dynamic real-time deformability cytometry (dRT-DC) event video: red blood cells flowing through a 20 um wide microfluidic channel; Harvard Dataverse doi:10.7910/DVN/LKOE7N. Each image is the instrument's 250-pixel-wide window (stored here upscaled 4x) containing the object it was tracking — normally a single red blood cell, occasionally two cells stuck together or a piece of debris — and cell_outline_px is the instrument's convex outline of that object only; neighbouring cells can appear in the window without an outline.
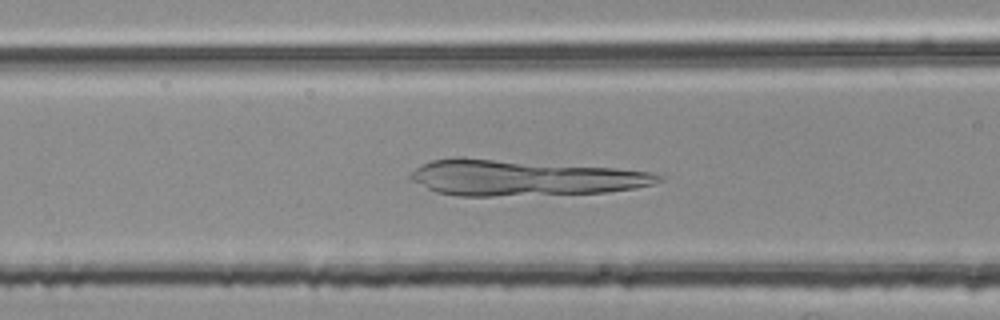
{"species": "common noctule bat (a hibernating species)", "species_latin": "Nyctalus noctula", "temperature_condition": "room temperature", "stored_images_in_passage": 52, "camera_frame_rate_fps": 3000, "um_per_image_px": 0.085, "animal": {"sex": "female", "body_mass_g": 25.1}, "frame": {"image": 1, "passage_image": 21, "time_ms": 6.667, "image_size_px": [1000, 320], "cell_outline_px": [[664, 180], [652, 184], [636, 188], [608, 192], [492, 196], [456, 196], [436, 192], [412, 180], [408, 176], [416, 168], [432, 160], [492, 160], [616, 168], [652, 172], [664, 176]], "centroid_in_image_um": [44.63, 15.15], "position_along_channel_um": 122.0, "area_um2": 50.23}}
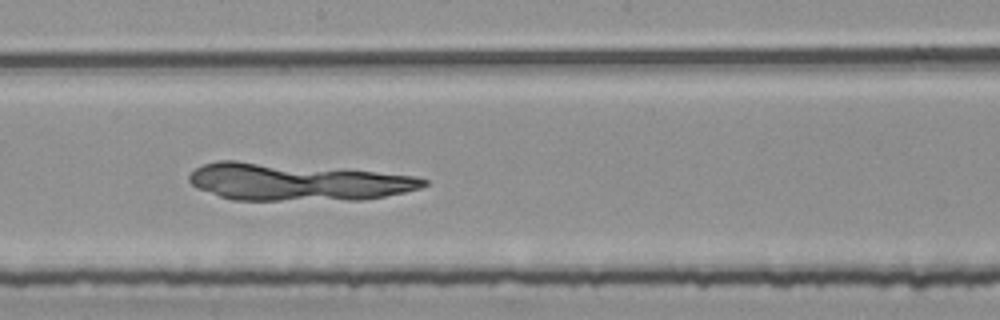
{"frame": {"image": 2, "passage_image": 29, "time_ms": 9.333, "image_size_px": [1000, 320], "cell_outline_px": [[428, 184], [420, 188], [404, 192], [384, 196], [360, 200], [232, 200], [196, 188], [188, 180], [188, 176], [196, 168], [204, 164], [216, 160], [236, 160], [372, 172], [412, 176], [428, 180]], "centroid_in_image_um": [25.17, 15.47], "position_along_channel_um": 223.0, "area_um2": 50.46}}
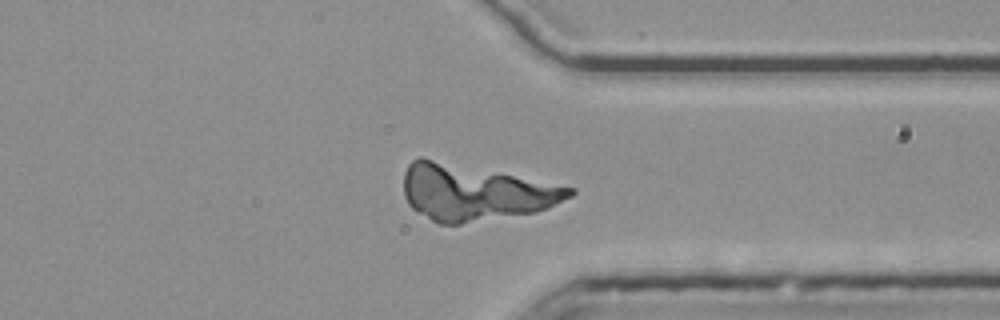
{"frame": {"image": 3, "passage_image": 41, "time_ms": 13.333, "image_size_px": [1000, 320], "cell_outline_px": [[576, 192], [572, 196], [536, 212], [460, 224], [440, 224], [416, 212], [408, 204], [404, 196], [404, 172], [408, 164], [412, 160], [420, 156], [576, 188]], "centroid_in_image_um": [40.31, 16.36], "position_along_channel_um": 371.1, "area_um2": 53.81}}